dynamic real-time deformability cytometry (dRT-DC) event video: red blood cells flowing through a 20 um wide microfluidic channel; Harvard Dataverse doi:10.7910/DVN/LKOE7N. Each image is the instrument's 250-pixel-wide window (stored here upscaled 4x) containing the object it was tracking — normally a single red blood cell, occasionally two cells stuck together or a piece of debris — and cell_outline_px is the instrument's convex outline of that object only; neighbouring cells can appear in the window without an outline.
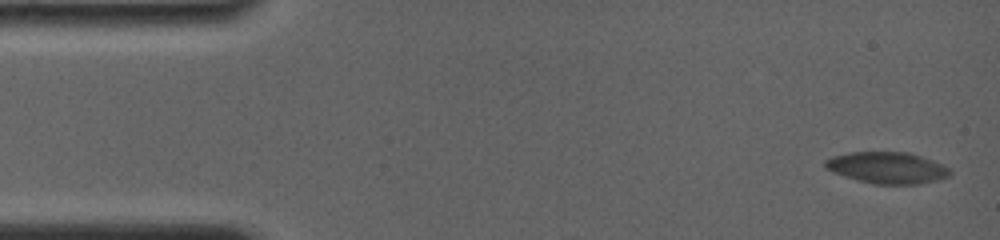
{"species": "common noctule bat (a hibernating species)", "species_latin": "Nyctalus noctula", "temperature_condition": "room temperature", "stored_images_in_passage": 18, "camera_frame_rate_fps": 4000, "um_per_image_px": 0.085, "animal": {"sex": "female", "body_mass_g": 19.0, "forearm_length_mm": 56.7}, "frame": {"image": 1, "passage_image": 1, "time_ms": 0.0, "image_size_px": [1000, 240], "cell_outline_px": [[952, 172], [948, 176], [936, 180], [920, 184], [876, 184], [856, 180], [832, 172], [824, 168], [824, 160], [832, 156], [852, 152], [908, 152], [932, 160], [948, 168]], "centroid_in_image_um": [75.36, 14.26], "position_along_channel_um": 9.6, "area_um2": 22.83}}
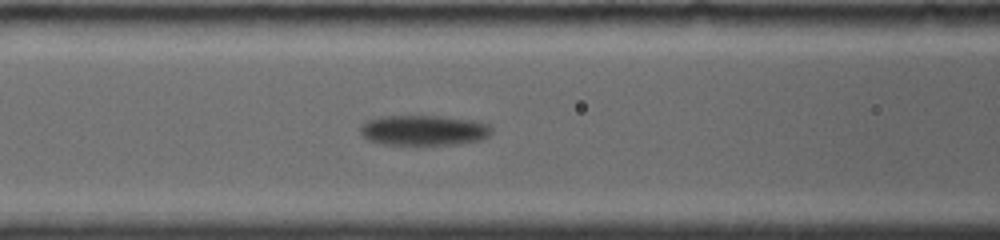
{"frame": {"image": 2, "passage_image": 11, "time_ms": 6.75, "image_size_px": [1000, 240], "cell_outline_px": [[488, 136], [480, 140], [456, 144], [380, 144], [368, 140], [360, 132], [360, 128], [368, 120], [388, 116], [432, 116], [468, 120], [488, 124]], "centroid_in_image_um": [35.95, 11.09], "position_along_channel_um": 130.6, "area_um2": 22.43}}
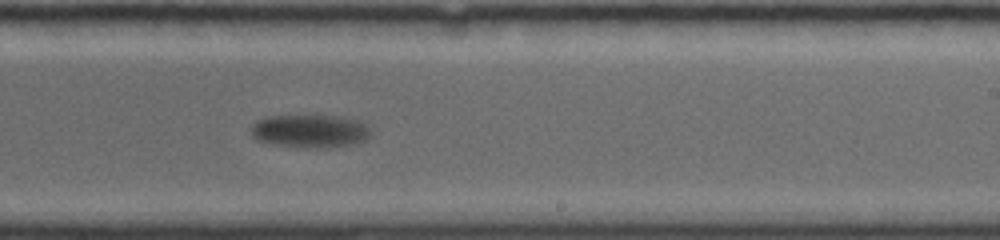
{"frame": {"image": 3, "passage_image": 18, "time_ms": 10.5, "image_size_px": [1000, 240], "cell_outline_px": [[368, 140], [356, 144], [332, 148], [308, 148], [272, 144], [256, 140], [252, 136], [252, 128], [260, 120], [272, 116], [332, 116], [356, 120], [364, 124], [368, 132]], "centroid_in_image_um": [26.37, 11.18], "position_along_channel_um": 262.6, "area_um2": 22.77}}